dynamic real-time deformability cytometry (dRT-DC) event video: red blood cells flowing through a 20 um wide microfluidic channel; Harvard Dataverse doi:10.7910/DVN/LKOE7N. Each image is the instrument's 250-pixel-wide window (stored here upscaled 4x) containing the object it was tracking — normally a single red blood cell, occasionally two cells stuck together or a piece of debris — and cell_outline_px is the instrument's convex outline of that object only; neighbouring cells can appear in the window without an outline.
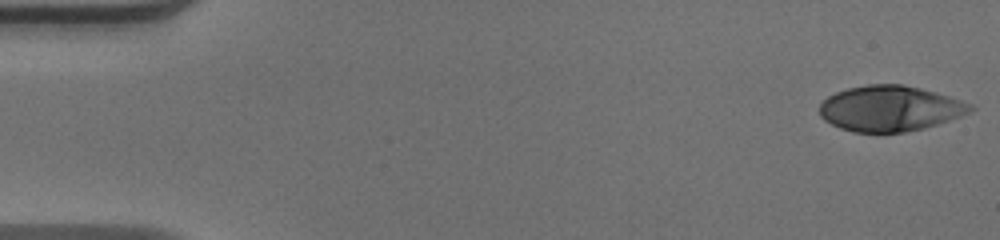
{"species": "human", "species_latin": "Homo sapiens", "temperature_condition": "warm", "stored_images_in_passage": 49, "camera_frame_rate_fps": 3000, "um_per_image_px": 0.085, "donor": {"sex": "male"}, "frame": {"image": 1, "passage_image": 1, "time_ms": 0.0, "image_size_px": [1000, 240], "cell_outline_px": [[976, 108], [960, 116], [924, 128], [904, 132], [852, 132], [840, 128], [824, 120], [820, 116], [820, 104], [828, 96], [836, 92], [848, 88], [868, 84], [904, 84], [936, 92], [972, 104]], "centroid_in_image_um": [75.63, 9.21], "position_along_channel_um": 9.4, "area_um2": 39.88}}
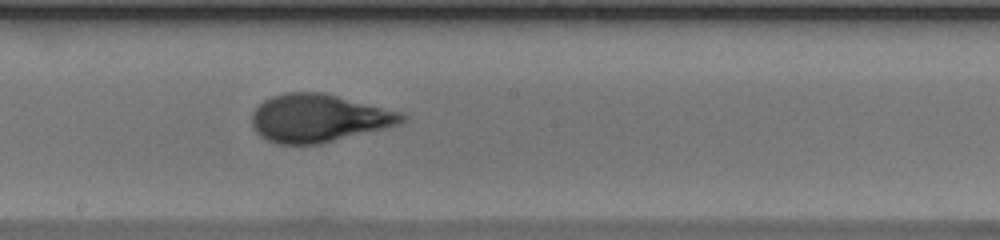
{"frame": {"image": 2, "passage_image": 27, "time_ms": 8.667, "image_size_px": [1000, 240], "cell_outline_px": [[408, 116], [400, 124], [320, 144], [280, 144], [268, 140], [260, 136], [256, 132], [252, 124], [252, 112], [264, 100], [272, 96], [284, 92], [324, 92], [404, 112]], "centroid_in_image_um": [27.11, 10.03], "position_along_channel_um": 221.1, "area_um2": 42.02}}
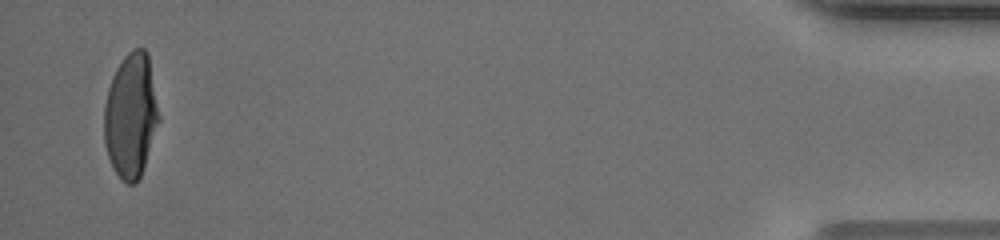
{"frame": {"image": 3, "passage_image": 48, "time_ms": 15.667, "image_size_px": [1000, 240], "cell_outline_px": [[160, 120], [140, 176], [132, 184], [128, 184], [116, 172], [108, 156], [104, 144], [104, 104], [108, 88], [112, 76], [116, 68], [124, 56], [132, 48], [144, 48], [148, 52], [160, 116]], "centroid_in_image_um": [11.12, 9.76], "position_along_channel_um": 424.1, "area_um2": 39.65}, "authors_computed_cell_mechanics": {"area_um2": 40.4022, "velocity_mm_per_s": 4.1179, "shape_relaxation_time_tau1_ms": 5.6364, "shape_relaxation_time_tau2_ms": null, "deformation_change_tau1": 0.2696, "deformation_change_tau2": null}}